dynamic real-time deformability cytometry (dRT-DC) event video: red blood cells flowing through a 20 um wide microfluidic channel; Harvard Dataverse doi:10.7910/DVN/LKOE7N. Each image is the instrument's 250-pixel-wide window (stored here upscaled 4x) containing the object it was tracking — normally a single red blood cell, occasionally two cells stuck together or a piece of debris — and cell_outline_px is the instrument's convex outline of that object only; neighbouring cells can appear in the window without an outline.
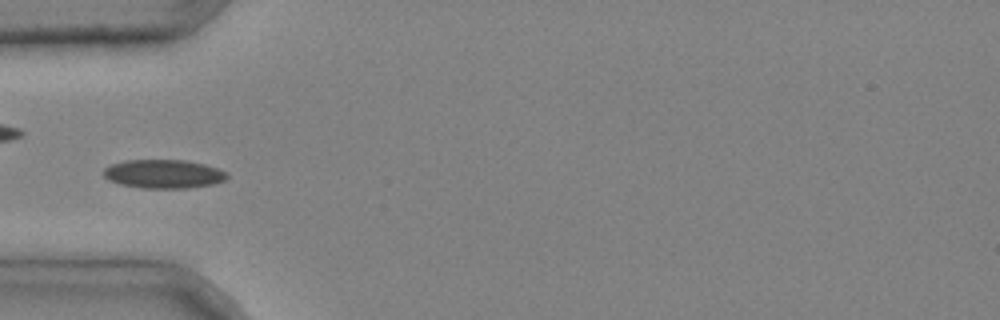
{"species": "common noctule bat (a hibernating species)", "species_latin": "Nyctalus noctula", "temperature_condition": "cold", "stored_images_in_passage": 6, "camera_frame_rate_fps": 3000, "um_per_image_px": 0.085, "animal": {"sex": "male", "body_mass_g": 20.4}, "frame": {"image": 1, "passage_image": 4, "time_ms": 1.0, "image_size_px": [1000, 320], "cell_outline_px": [[228, 176], [224, 180], [212, 184], [188, 188], [140, 188], [120, 184], [108, 180], [104, 176], [104, 168], [112, 164], [124, 160], [184, 160], [204, 164], [216, 168], [224, 172]], "centroid_in_image_um": [13.86, 14.78], "position_along_channel_um": 71.1, "area_um2": 20.52}}